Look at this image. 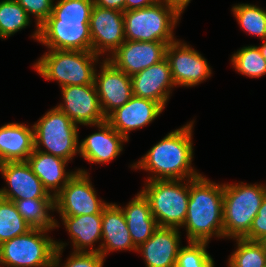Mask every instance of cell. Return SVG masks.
<instances>
[{"label": "cell", "mask_w": 266, "mask_h": 267, "mask_svg": "<svg viewBox=\"0 0 266 267\" xmlns=\"http://www.w3.org/2000/svg\"><path fill=\"white\" fill-rule=\"evenodd\" d=\"M163 109L164 107L158 102L133 95L128 102L113 111L106 121L129 140L128 132L151 123Z\"/></svg>", "instance_id": "obj_18"}, {"label": "cell", "mask_w": 266, "mask_h": 267, "mask_svg": "<svg viewBox=\"0 0 266 267\" xmlns=\"http://www.w3.org/2000/svg\"><path fill=\"white\" fill-rule=\"evenodd\" d=\"M180 248L178 228L159 226L137 252L141 251L147 267H175Z\"/></svg>", "instance_id": "obj_19"}, {"label": "cell", "mask_w": 266, "mask_h": 267, "mask_svg": "<svg viewBox=\"0 0 266 267\" xmlns=\"http://www.w3.org/2000/svg\"><path fill=\"white\" fill-rule=\"evenodd\" d=\"M88 173L79 169L54 197L55 210L61 217L102 214L109 204L97 199Z\"/></svg>", "instance_id": "obj_10"}, {"label": "cell", "mask_w": 266, "mask_h": 267, "mask_svg": "<svg viewBox=\"0 0 266 267\" xmlns=\"http://www.w3.org/2000/svg\"><path fill=\"white\" fill-rule=\"evenodd\" d=\"M64 104L56 106L76 125H97L106 120L95 84L61 87Z\"/></svg>", "instance_id": "obj_12"}, {"label": "cell", "mask_w": 266, "mask_h": 267, "mask_svg": "<svg viewBox=\"0 0 266 267\" xmlns=\"http://www.w3.org/2000/svg\"><path fill=\"white\" fill-rule=\"evenodd\" d=\"M29 14L36 16L37 29L32 37L39 38V26L52 14L54 0H16Z\"/></svg>", "instance_id": "obj_33"}, {"label": "cell", "mask_w": 266, "mask_h": 267, "mask_svg": "<svg viewBox=\"0 0 266 267\" xmlns=\"http://www.w3.org/2000/svg\"><path fill=\"white\" fill-rule=\"evenodd\" d=\"M99 132L93 133L79 143V154L89 163H106L115 159L128 141L105 120L96 125Z\"/></svg>", "instance_id": "obj_20"}, {"label": "cell", "mask_w": 266, "mask_h": 267, "mask_svg": "<svg viewBox=\"0 0 266 267\" xmlns=\"http://www.w3.org/2000/svg\"><path fill=\"white\" fill-rule=\"evenodd\" d=\"M193 121L166 135L132 168L154 172L148 180L194 179L201 174L191 167L193 158Z\"/></svg>", "instance_id": "obj_2"}, {"label": "cell", "mask_w": 266, "mask_h": 267, "mask_svg": "<svg viewBox=\"0 0 266 267\" xmlns=\"http://www.w3.org/2000/svg\"><path fill=\"white\" fill-rule=\"evenodd\" d=\"M159 2L160 0H125V11L146 8Z\"/></svg>", "instance_id": "obj_37"}, {"label": "cell", "mask_w": 266, "mask_h": 267, "mask_svg": "<svg viewBox=\"0 0 266 267\" xmlns=\"http://www.w3.org/2000/svg\"><path fill=\"white\" fill-rule=\"evenodd\" d=\"M61 218L73 242L74 252L98 253V248H93V243L102 238V214ZM88 247L91 249L87 250Z\"/></svg>", "instance_id": "obj_25"}, {"label": "cell", "mask_w": 266, "mask_h": 267, "mask_svg": "<svg viewBox=\"0 0 266 267\" xmlns=\"http://www.w3.org/2000/svg\"><path fill=\"white\" fill-rule=\"evenodd\" d=\"M31 229L12 201L3 199L0 202V245Z\"/></svg>", "instance_id": "obj_28"}, {"label": "cell", "mask_w": 266, "mask_h": 267, "mask_svg": "<svg viewBox=\"0 0 266 267\" xmlns=\"http://www.w3.org/2000/svg\"><path fill=\"white\" fill-rule=\"evenodd\" d=\"M191 0H160V2L174 8L180 15Z\"/></svg>", "instance_id": "obj_38"}, {"label": "cell", "mask_w": 266, "mask_h": 267, "mask_svg": "<svg viewBox=\"0 0 266 267\" xmlns=\"http://www.w3.org/2000/svg\"><path fill=\"white\" fill-rule=\"evenodd\" d=\"M207 242H189L181 247L175 267H214L211 255L206 251Z\"/></svg>", "instance_id": "obj_32"}, {"label": "cell", "mask_w": 266, "mask_h": 267, "mask_svg": "<svg viewBox=\"0 0 266 267\" xmlns=\"http://www.w3.org/2000/svg\"><path fill=\"white\" fill-rule=\"evenodd\" d=\"M30 23V17L16 0L0 1V38L10 37Z\"/></svg>", "instance_id": "obj_29"}, {"label": "cell", "mask_w": 266, "mask_h": 267, "mask_svg": "<svg viewBox=\"0 0 266 267\" xmlns=\"http://www.w3.org/2000/svg\"><path fill=\"white\" fill-rule=\"evenodd\" d=\"M102 240L98 253L104 258L110 251L115 250H136L128 230L125 215L120 206L108 204L102 210Z\"/></svg>", "instance_id": "obj_21"}, {"label": "cell", "mask_w": 266, "mask_h": 267, "mask_svg": "<svg viewBox=\"0 0 266 267\" xmlns=\"http://www.w3.org/2000/svg\"><path fill=\"white\" fill-rule=\"evenodd\" d=\"M4 198L1 196V194H0V202L3 200Z\"/></svg>", "instance_id": "obj_41"}, {"label": "cell", "mask_w": 266, "mask_h": 267, "mask_svg": "<svg viewBox=\"0 0 266 267\" xmlns=\"http://www.w3.org/2000/svg\"><path fill=\"white\" fill-rule=\"evenodd\" d=\"M34 149L71 160L79 153L78 127L57 107L50 109L33 125ZM43 144V145H42ZM40 145L46 148L43 151Z\"/></svg>", "instance_id": "obj_9"}, {"label": "cell", "mask_w": 266, "mask_h": 267, "mask_svg": "<svg viewBox=\"0 0 266 267\" xmlns=\"http://www.w3.org/2000/svg\"><path fill=\"white\" fill-rule=\"evenodd\" d=\"M0 173L9 185L0 189L1 196L8 201L54 198L44 188L40 179L33 173L27 161L3 162L0 164Z\"/></svg>", "instance_id": "obj_16"}, {"label": "cell", "mask_w": 266, "mask_h": 267, "mask_svg": "<svg viewBox=\"0 0 266 267\" xmlns=\"http://www.w3.org/2000/svg\"><path fill=\"white\" fill-rule=\"evenodd\" d=\"M99 55L92 51L50 49L33 66L46 80H56L60 87L94 84V62Z\"/></svg>", "instance_id": "obj_6"}, {"label": "cell", "mask_w": 266, "mask_h": 267, "mask_svg": "<svg viewBox=\"0 0 266 267\" xmlns=\"http://www.w3.org/2000/svg\"><path fill=\"white\" fill-rule=\"evenodd\" d=\"M237 249L229 257V267H266V250L262 242L236 238Z\"/></svg>", "instance_id": "obj_27"}, {"label": "cell", "mask_w": 266, "mask_h": 267, "mask_svg": "<svg viewBox=\"0 0 266 267\" xmlns=\"http://www.w3.org/2000/svg\"><path fill=\"white\" fill-rule=\"evenodd\" d=\"M99 74L95 72L94 84L97 89L102 112L107 118L133 96L131 78L105 59Z\"/></svg>", "instance_id": "obj_14"}, {"label": "cell", "mask_w": 266, "mask_h": 267, "mask_svg": "<svg viewBox=\"0 0 266 267\" xmlns=\"http://www.w3.org/2000/svg\"><path fill=\"white\" fill-rule=\"evenodd\" d=\"M259 51L261 53V55L264 57V59L266 60V39L263 40V43L261 46H258Z\"/></svg>", "instance_id": "obj_39"}, {"label": "cell", "mask_w": 266, "mask_h": 267, "mask_svg": "<svg viewBox=\"0 0 266 267\" xmlns=\"http://www.w3.org/2000/svg\"><path fill=\"white\" fill-rule=\"evenodd\" d=\"M124 35L128 41H160L167 45L176 41L173 29L180 14L163 2L123 12Z\"/></svg>", "instance_id": "obj_8"}, {"label": "cell", "mask_w": 266, "mask_h": 267, "mask_svg": "<svg viewBox=\"0 0 266 267\" xmlns=\"http://www.w3.org/2000/svg\"><path fill=\"white\" fill-rule=\"evenodd\" d=\"M89 27L92 52L99 56L105 51H111L112 54L126 41L122 11L93 5Z\"/></svg>", "instance_id": "obj_13"}, {"label": "cell", "mask_w": 266, "mask_h": 267, "mask_svg": "<svg viewBox=\"0 0 266 267\" xmlns=\"http://www.w3.org/2000/svg\"><path fill=\"white\" fill-rule=\"evenodd\" d=\"M265 195L266 185L223 184L224 237L244 238L249 233Z\"/></svg>", "instance_id": "obj_5"}, {"label": "cell", "mask_w": 266, "mask_h": 267, "mask_svg": "<svg viewBox=\"0 0 266 267\" xmlns=\"http://www.w3.org/2000/svg\"><path fill=\"white\" fill-rule=\"evenodd\" d=\"M104 260L97 252H73L62 267H102Z\"/></svg>", "instance_id": "obj_34"}, {"label": "cell", "mask_w": 266, "mask_h": 267, "mask_svg": "<svg viewBox=\"0 0 266 267\" xmlns=\"http://www.w3.org/2000/svg\"><path fill=\"white\" fill-rule=\"evenodd\" d=\"M49 230L32 228L0 245V264L7 267H59L65 243L46 235Z\"/></svg>", "instance_id": "obj_4"}, {"label": "cell", "mask_w": 266, "mask_h": 267, "mask_svg": "<svg viewBox=\"0 0 266 267\" xmlns=\"http://www.w3.org/2000/svg\"><path fill=\"white\" fill-rule=\"evenodd\" d=\"M188 242H207L212 236L224 237L223 184L211 182L202 174L190 179L186 219Z\"/></svg>", "instance_id": "obj_3"}, {"label": "cell", "mask_w": 266, "mask_h": 267, "mask_svg": "<svg viewBox=\"0 0 266 267\" xmlns=\"http://www.w3.org/2000/svg\"><path fill=\"white\" fill-rule=\"evenodd\" d=\"M167 44L160 41L123 42L109 60L116 68L132 76L166 57Z\"/></svg>", "instance_id": "obj_15"}, {"label": "cell", "mask_w": 266, "mask_h": 267, "mask_svg": "<svg viewBox=\"0 0 266 267\" xmlns=\"http://www.w3.org/2000/svg\"><path fill=\"white\" fill-rule=\"evenodd\" d=\"M148 180L141 193L149 201L152 215L160 227L180 228L186 219L190 179Z\"/></svg>", "instance_id": "obj_7"}, {"label": "cell", "mask_w": 266, "mask_h": 267, "mask_svg": "<svg viewBox=\"0 0 266 267\" xmlns=\"http://www.w3.org/2000/svg\"><path fill=\"white\" fill-rule=\"evenodd\" d=\"M266 238V195L262 200L257 215L254 217L249 233L244 239L262 241Z\"/></svg>", "instance_id": "obj_35"}, {"label": "cell", "mask_w": 266, "mask_h": 267, "mask_svg": "<svg viewBox=\"0 0 266 267\" xmlns=\"http://www.w3.org/2000/svg\"><path fill=\"white\" fill-rule=\"evenodd\" d=\"M234 68L241 74L259 78L266 74V60L257 46H246L233 54L231 59Z\"/></svg>", "instance_id": "obj_31"}, {"label": "cell", "mask_w": 266, "mask_h": 267, "mask_svg": "<svg viewBox=\"0 0 266 267\" xmlns=\"http://www.w3.org/2000/svg\"><path fill=\"white\" fill-rule=\"evenodd\" d=\"M92 0H59L39 26L40 43L49 49L92 51L89 21Z\"/></svg>", "instance_id": "obj_1"}, {"label": "cell", "mask_w": 266, "mask_h": 267, "mask_svg": "<svg viewBox=\"0 0 266 267\" xmlns=\"http://www.w3.org/2000/svg\"><path fill=\"white\" fill-rule=\"evenodd\" d=\"M34 150V129L25 124L8 123L0 127V164L27 161Z\"/></svg>", "instance_id": "obj_23"}, {"label": "cell", "mask_w": 266, "mask_h": 267, "mask_svg": "<svg viewBox=\"0 0 266 267\" xmlns=\"http://www.w3.org/2000/svg\"><path fill=\"white\" fill-rule=\"evenodd\" d=\"M265 247V250H266V238L264 240L261 241Z\"/></svg>", "instance_id": "obj_40"}, {"label": "cell", "mask_w": 266, "mask_h": 267, "mask_svg": "<svg viewBox=\"0 0 266 267\" xmlns=\"http://www.w3.org/2000/svg\"><path fill=\"white\" fill-rule=\"evenodd\" d=\"M94 5L102 8L115 9L124 12L125 0H92Z\"/></svg>", "instance_id": "obj_36"}, {"label": "cell", "mask_w": 266, "mask_h": 267, "mask_svg": "<svg viewBox=\"0 0 266 267\" xmlns=\"http://www.w3.org/2000/svg\"><path fill=\"white\" fill-rule=\"evenodd\" d=\"M232 11L242 29L262 40L266 39V10L243 3L233 6Z\"/></svg>", "instance_id": "obj_30"}, {"label": "cell", "mask_w": 266, "mask_h": 267, "mask_svg": "<svg viewBox=\"0 0 266 267\" xmlns=\"http://www.w3.org/2000/svg\"><path fill=\"white\" fill-rule=\"evenodd\" d=\"M166 58L175 86L192 87L205 81L211 75L210 66L204 57L181 41L167 45Z\"/></svg>", "instance_id": "obj_11"}, {"label": "cell", "mask_w": 266, "mask_h": 267, "mask_svg": "<svg viewBox=\"0 0 266 267\" xmlns=\"http://www.w3.org/2000/svg\"><path fill=\"white\" fill-rule=\"evenodd\" d=\"M130 78L134 96L153 100L163 107L169 99L171 88L175 87L170 64L166 57Z\"/></svg>", "instance_id": "obj_17"}, {"label": "cell", "mask_w": 266, "mask_h": 267, "mask_svg": "<svg viewBox=\"0 0 266 267\" xmlns=\"http://www.w3.org/2000/svg\"><path fill=\"white\" fill-rule=\"evenodd\" d=\"M68 161L51 154L34 149L28 157L27 163L33 173L40 179L44 188L55 197L67 184L75 172H66L65 165ZM56 189V190H55Z\"/></svg>", "instance_id": "obj_22"}, {"label": "cell", "mask_w": 266, "mask_h": 267, "mask_svg": "<svg viewBox=\"0 0 266 267\" xmlns=\"http://www.w3.org/2000/svg\"><path fill=\"white\" fill-rule=\"evenodd\" d=\"M120 208L125 215L132 242L138 248L159 227L152 215L149 201L139 192L125 208Z\"/></svg>", "instance_id": "obj_24"}, {"label": "cell", "mask_w": 266, "mask_h": 267, "mask_svg": "<svg viewBox=\"0 0 266 267\" xmlns=\"http://www.w3.org/2000/svg\"><path fill=\"white\" fill-rule=\"evenodd\" d=\"M19 214L32 228L51 230L59 227L48 210H55L54 198H34L13 201Z\"/></svg>", "instance_id": "obj_26"}]
</instances>
